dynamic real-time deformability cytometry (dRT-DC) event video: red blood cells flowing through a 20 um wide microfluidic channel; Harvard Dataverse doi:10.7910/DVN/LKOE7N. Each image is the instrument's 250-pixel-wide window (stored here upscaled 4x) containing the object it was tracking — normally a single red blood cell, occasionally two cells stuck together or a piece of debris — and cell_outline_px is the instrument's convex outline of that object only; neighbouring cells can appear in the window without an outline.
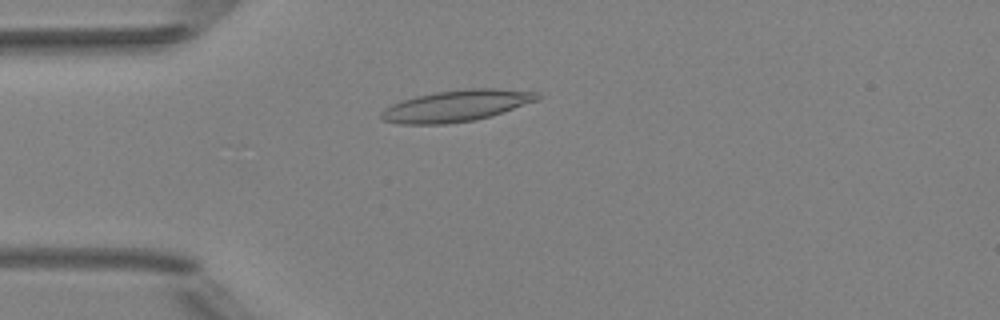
{"species": "Egyptian fruit bat (a non-hibernating species)", "species_latin": "Rousettus aegyptiacus", "temperature_condition": "room temperature", "stored_images_in_passage": 4, "camera_frame_rate_fps": 3000, "um_per_image_px": 0.085, "animal": {"sex": "female"}, "frame": {"image": 1, "passage_image": 3, "time_ms": 2.333, "image_size_px": [1000, 320], "cell_outline_px": [[540, 100], [476, 120], [448, 124], [400, 124], [384, 120], [380, 116], [380, 112], [384, 108], [392, 104], [416, 96], [436, 92], [464, 88], [492, 88], [540, 92]], "centroid_in_image_um": [38.81, 8.99], "position_along_channel_um": 46.2, "area_um2": 28.61}}